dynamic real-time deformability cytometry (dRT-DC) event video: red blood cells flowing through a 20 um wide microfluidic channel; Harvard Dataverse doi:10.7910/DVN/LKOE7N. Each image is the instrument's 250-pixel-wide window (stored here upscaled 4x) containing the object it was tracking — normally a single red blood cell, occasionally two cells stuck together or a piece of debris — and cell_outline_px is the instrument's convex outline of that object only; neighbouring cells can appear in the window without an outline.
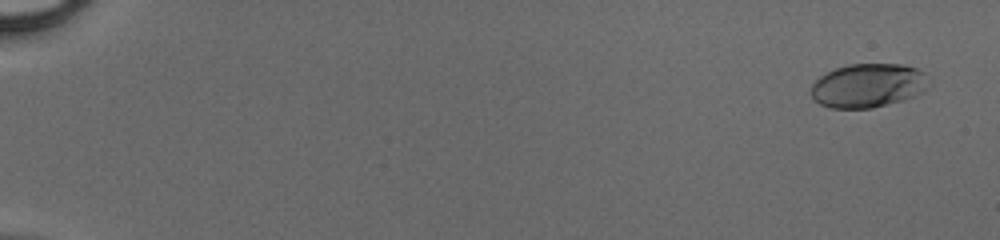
{"species": "human", "species_latin": "Homo sapiens", "temperature_condition": "cold", "stored_images_in_passage": 51, "camera_frame_rate_fps": 3000, "um_per_image_px": 0.085, "donor": {"sex": "male"}, "frame": {"image": 1, "passage_image": 3, "time_ms": 0.667, "image_size_px": [1000, 240], "cell_outline_px": [[932, 84], [924, 92], [916, 96], [904, 100], [872, 108], [828, 108], [812, 100], [812, 84], [820, 76], [836, 68], [848, 64], [904, 64], [916, 68], [924, 72], [932, 80]], "centroid_in_image_um": [73.86, 7.27], "position_along_channel_um": 11.1, "area_um2": 30.69}}
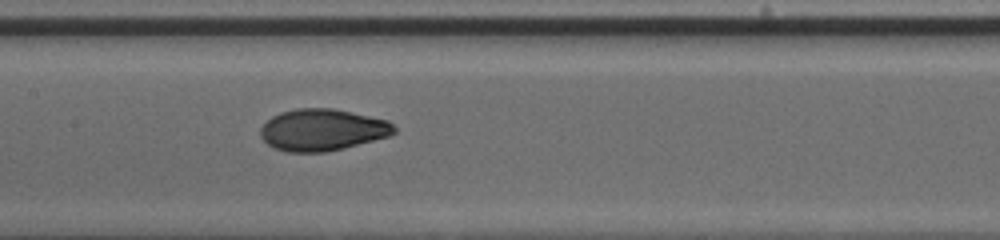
{"frame": {"image": 2, "passage_image": 28, "time_ms": 9.0, "image_size_px": [1000, 240], "cell_outline_px": [[396, 132], [388, 136], [344, 148], [324, 152], [288, 152], [272, 148], [260, 136], [260, 128], [272, 116], [280, 112], [296, 108], [332, 108], [388, 120], [396, 128]], "centroid_in_image_um": [27.37, 11.04], "position_along_channel_um": 180.0, "area_um2": 32.48}}
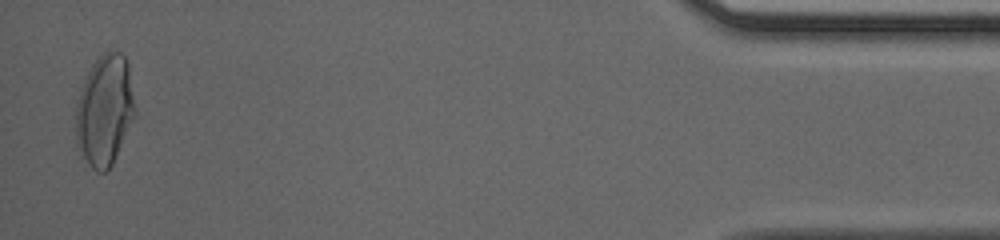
{"frame": {"image": 3, "passage_image": 50, "time_ms": 16.333, "image_size_px": [1000, 240], "cell_outline_px": [[136, 112], [112, 164], [104, 172], [96, 172], [80, 156], [76, 144], [76, 104], [84, 80], [92, 64], [104, 52], [120, 52], [124, 56], [128, 64], [136, 108]], "centroid_in_image_um": [8.88, 9.4], "position_along_channel_um": 426.3, "area_um2": 38.09}}